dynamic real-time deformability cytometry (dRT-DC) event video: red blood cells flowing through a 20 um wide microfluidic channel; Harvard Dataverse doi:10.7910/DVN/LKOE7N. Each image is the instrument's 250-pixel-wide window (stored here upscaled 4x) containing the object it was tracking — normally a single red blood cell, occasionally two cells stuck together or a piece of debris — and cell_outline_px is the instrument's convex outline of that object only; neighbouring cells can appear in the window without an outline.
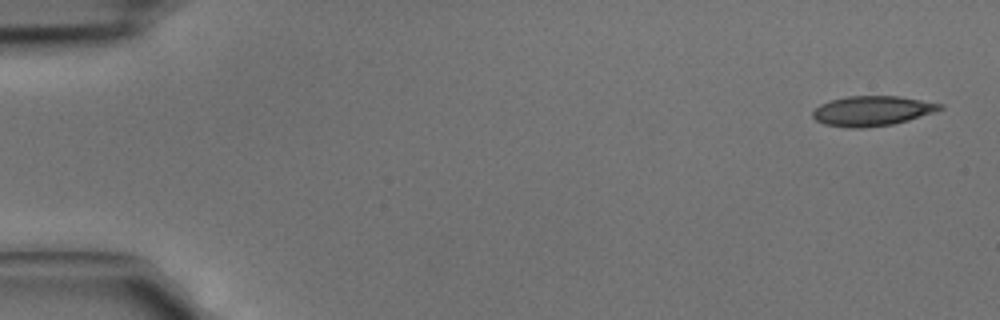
{"species": "common noctule bat (a hibernating species)", "species_latin": "Nyctalus noctula", "temperature_condition": "cold", "stored_images_in_passage": 3, "camera_frame_rate_fps": 3000, "um_per_image_px": 0.085, "animal": {"sex": "male", "body_mass_g": 15.6}, "frame": {"image": 1, "passage_image": 1, "time_ms": 0.0, "image_size_px": [1000, 320], "cell_outline_px": [[944, 108], [936, 112], [908, 120], [892, 124], [864, 128], [848, 128], [824, 124], [816, 120], [812, 116], [812, 112], [820, 104], [832, 100], [848, 96], [896, 96], [944, 104]], "centroid_in_image_um": [74.14, 9.43], "position_along_channel_um": 10.9, "area_um2": 22.14}}
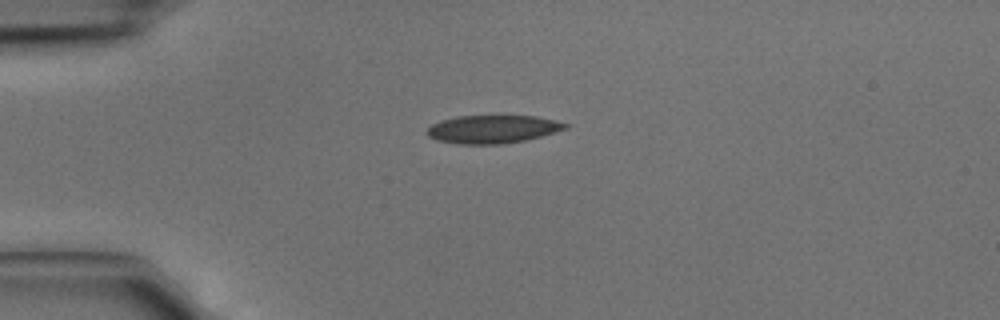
{"frame": {"image": 2, "passage_image": 3, "time_ms": 0.667, "image_size_px": [1000, 320], "cell_outline_px": [[572, 124], [568, 128], [540, 136], [524, 140], [500, 144], [460, 144], [436, 140], [428, 136], [424, 132], [432, 124], [440, 120], [456, 116], [536, 116], [556, 120]], "centroid_in_image_um": [41.87, 10.97], "position_along_channel_um": 43.1, "area_um2": 22.72}}